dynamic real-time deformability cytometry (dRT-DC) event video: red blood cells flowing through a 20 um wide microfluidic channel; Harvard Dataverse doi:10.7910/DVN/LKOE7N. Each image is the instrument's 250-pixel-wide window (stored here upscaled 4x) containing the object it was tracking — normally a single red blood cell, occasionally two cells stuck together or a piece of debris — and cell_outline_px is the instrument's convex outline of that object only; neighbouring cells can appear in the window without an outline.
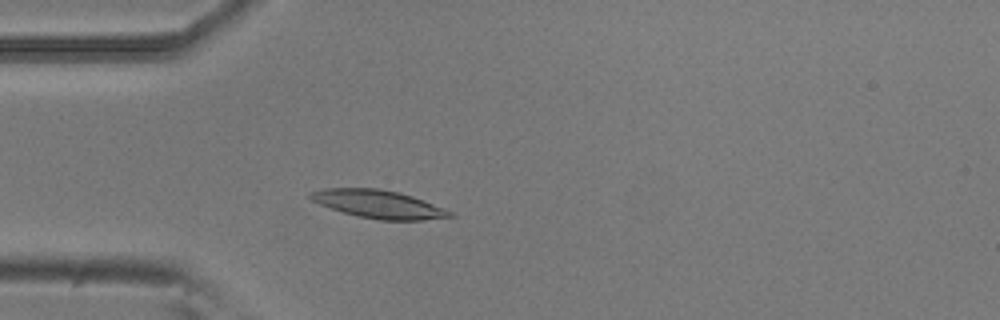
{"species": "common noctule bat (a hibernating species)", "species_latin": "Nyctalus noctula", "temperature_condition": "room temperature", "stored_images_in_passage": 4, "camera_frame_rate_fps": 3000, "um_per_image_px": 0.085, "animal": {"sex": "male", "body_mass_g": 20.5, "forearm_length_mm": 52.5}, "frame": {"image": 1, "passage_image": 4, "time_ms": 1.0, "image_size_px": [1000, 320], "cell_outline_px": [[456, 216], [424, 220], [380, 220], [356, 216], [320, 204], [312, 200], [308, 196], [308, 192], [324, 188], [380, 188], [400, 192], [412, 196], [456, 212]], "centroid_in_image_um": [32.22, 17.35], "position_along_channel_um": 52.8, "area_um2": 23.0}}